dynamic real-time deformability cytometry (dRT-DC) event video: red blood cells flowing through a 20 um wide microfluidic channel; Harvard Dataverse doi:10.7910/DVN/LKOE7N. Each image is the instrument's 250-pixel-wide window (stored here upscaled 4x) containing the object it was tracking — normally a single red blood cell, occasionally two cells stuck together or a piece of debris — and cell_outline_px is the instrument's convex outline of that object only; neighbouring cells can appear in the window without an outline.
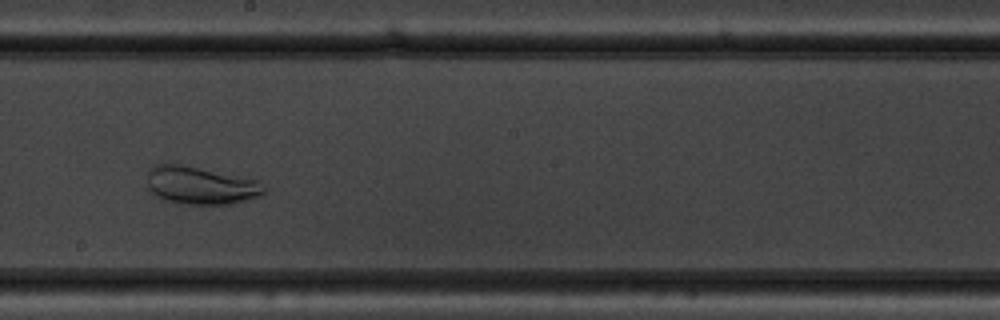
{"species": "common noctule bat (a hibernating species)", "species_latin": "Nyctalus noctula", "temperature_condition": "warm", "stored_images_in_passage": 32, "camera_frame_rate_fps": 3000, "um_per_image_px": 0.085, "animal": {"sex": "male", "body_mass_g": 19.5, "forearm_length_mm": 54.6}, "frame": {"image": 1, "passage_image": 14, "time_ms": 4.333, "image_size_px": [1000, 320], "cell_outline_px": [[264, 192], [260, 196], [228, 204], [188, 204], [168, 200], [156, 196], [148, 188], [148, 168], [156, 164], [168, 160], [256, 180], [264, 188]], "centroid_in_image_um": [16.97, 15.71], "position_along_channel_um": 231.2, "area_um2": 25.89}}